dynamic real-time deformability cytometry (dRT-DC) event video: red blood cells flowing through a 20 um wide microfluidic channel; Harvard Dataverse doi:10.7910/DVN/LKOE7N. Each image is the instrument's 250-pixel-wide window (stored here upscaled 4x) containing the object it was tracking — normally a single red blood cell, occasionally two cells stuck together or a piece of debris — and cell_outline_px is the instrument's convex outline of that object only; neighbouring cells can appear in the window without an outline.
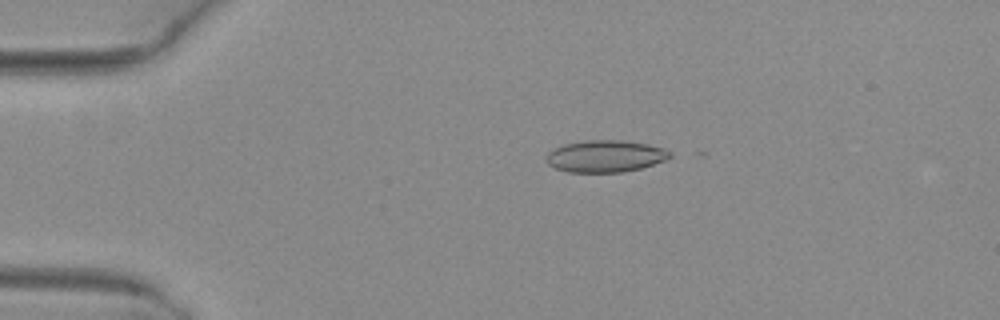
{"species": "common noctule bat (a hibernating species)", "species_latin": "Nyctalus noctula", "temperature_condition": "warm", "stored_images_in_passage": 31, "camera_frame_rate_fps": 3000, "um_per_image_px": 0.085, "animal": {"sex": "female", "body_mass_g": 29.2, "forearm_length_mm": 56.3}, "frame": {"image": 1, "passage_image": 1, "time_ms": 0.0, "image_size_px": [1000, 320], "cell_outline_px": [[672, 156], [664, 160], [640, 168], [620, 172], [568, 172], [556, 168], [548, 164], [548, 152], [564, 144], [584, 140], [620, 140], [648, 144], [664, 148], [672, 152]], "centroid_in_image_um": [51.47, 13.27], "position_along_channel_um": 33.5, "area_um2": 22.77}}
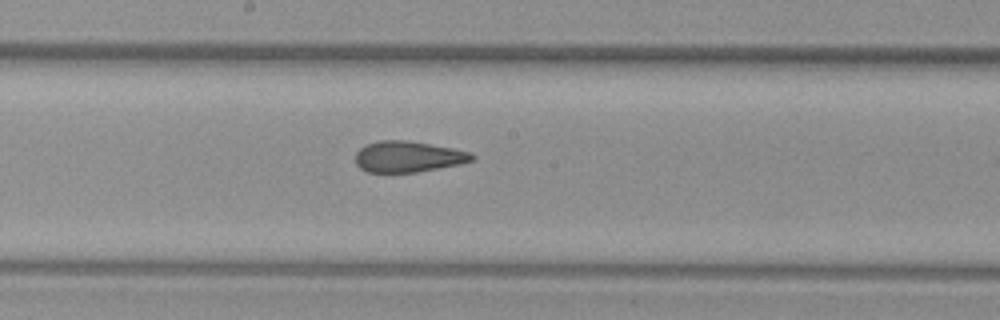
{"frame": {"image": 2, "passage_image": 18, "time_ms": 5.667, "image_size_px": [1000, 320], "cell_outline_px": [[476, 156], [472, 160], [460, 164], [416, 172], [368, 172], [360, 168], [356, 164], [356, 152], [360, 148], [368, 144], [380, 140], [404, 140], [452, 148], [472, 152]], "centroid_in_image_um": [34.69, 13.32], "position_along_channel_um": 213.5, "area_um2": 20.87}}
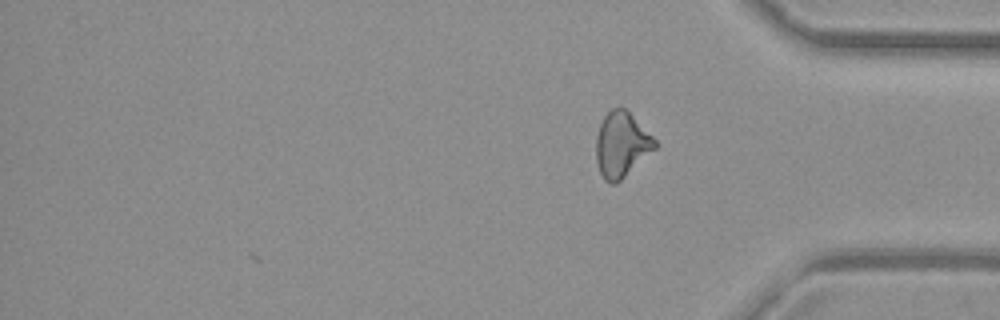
{"frame": {"image": 3, "passage_image": 31, "time_ms": 10.0, "image_size_px": [1000, 320], "cell_outline_px": [[656, 148], [616, 184], [608, 184], [604, 180], [600, 172], [596, 160], [596, 136], [600, 124], [604, 116], [612, 108], [620, 104], [656, 140]], "centroid_in_image_um": [52.8, 12.3], "position_along_channel_um": 382.4, "area_um2": 22.2}, "authors_computed_cell_mechanics": {"area_um2": 21.675, "velocity_mm_per_s": 4.0928, "shape_relaxation_time_tau1_ms": null, "shape_relaxation_time_tau2_ms": 1.7632, "deformation_change_tau1": null, "deformation_change_tau2": 0.1032}}